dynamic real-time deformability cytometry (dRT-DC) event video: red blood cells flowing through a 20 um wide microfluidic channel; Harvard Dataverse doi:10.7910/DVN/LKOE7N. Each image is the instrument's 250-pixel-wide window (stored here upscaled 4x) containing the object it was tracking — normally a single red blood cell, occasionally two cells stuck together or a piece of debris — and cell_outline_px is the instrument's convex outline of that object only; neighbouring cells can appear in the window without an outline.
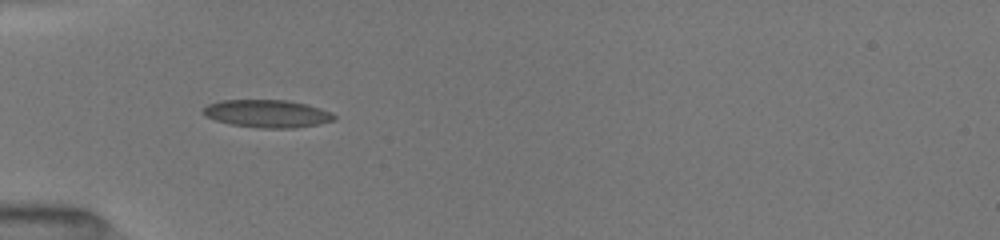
{"species": "common noctule bat (a hibernating species)", "species_latin": "Nyctalus noctula", "temperature_condition": "room temperature", "stored_images_in_passage": 7, "camera_frame_rate_fps": 3000, "um_per_image_px": 0.085, "animal": {"sex": "female", "body_mass_g": 19.5, "forearm_length_mm": 54.1}, "frame": {"image": 1, "passage_image": 5, "time_ms": 4.333, "image_size_px": [1000, 240], "cell_outline_px": [[336, 120], [296, 128], [260, 128], [228, 124], [204, 116], [200, 112], [208, 104], [220, 100], [288, 100], [308, 104], [332, 112], [336, 116]], "centroid_in_image_um": [22.7, 9.66], "position_along_channel_um": 62.3, "area_um2": 21.39}}
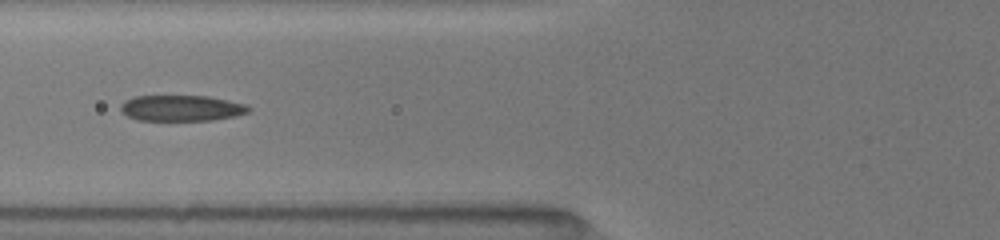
{"frame": {"image": 2, "passage_image": 6, "time_ms": 5.667, "image_size_px": [1000, 240], "cell_outline_px": [[252, 108], [248, 112], [236, 116], [212, 120], [136, 120], [120, 112], [120, 104], [124, 100], [132, 96], [208, 96], [248, 104]], "centroid_in_image_um": [15.41, 9.18], "position_along_channel_um": 110.4, "area_um2": 19.54}}
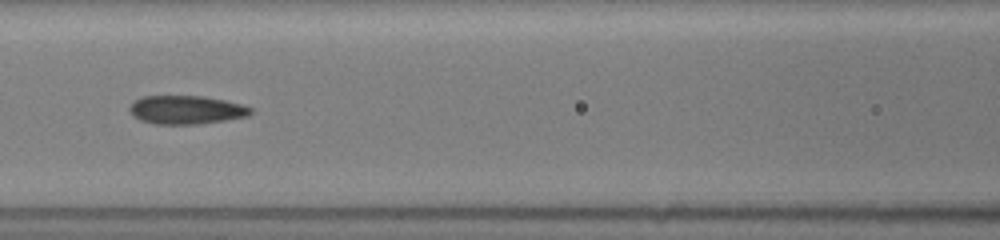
{"frame": {"image": 3, "passage_image": 7, "time_ms": 6.667, "image_size_px": [1000, 240], "cell_outline_px": [[252, 112], [248, 116], [200, 124], [156, 124], [140, 120], [132, 116], [128, 108], [140, 96], [204, 96], [224, 100], [240, 104], [252, 108]], "centroid_in_image_um": [15.8, 9.34], "position_along_channel_um": 150.8, "area_um2": 20.11}}